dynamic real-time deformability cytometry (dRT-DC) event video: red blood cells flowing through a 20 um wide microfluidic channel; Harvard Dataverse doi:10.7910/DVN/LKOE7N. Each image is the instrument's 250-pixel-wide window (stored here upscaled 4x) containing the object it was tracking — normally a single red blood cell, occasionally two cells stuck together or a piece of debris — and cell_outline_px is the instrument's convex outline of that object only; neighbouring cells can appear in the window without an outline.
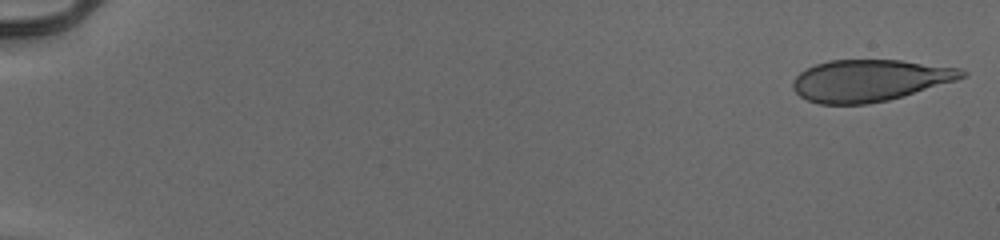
{"species": "human", "species_latin": "Homo sapiens", "temperature_condition": "cold", "stored_images_in_passage": 53, "camera_frame_rate_fps": 3000, "um_per_image_px": 0.085, "donor": {"sex": "male"}, "frame": {"image": 1, "passage_image": 1, "time_ms": 0.0, "image_size_px": [1000, 240], "cell_outline_px": [[968, 76], [956, 80], [888, 100], [868, 104], [820, 104], [808, 100], [800, 96], [792, 88], [792, 80], [800, 72], [816, 64], [828, 60], [900, 60], [960, 68], [968, 72]], "centroid_in_image_um": [73.91, 6.83], "position_along_channel_um": 11.1, "area_um2": 40.98}}
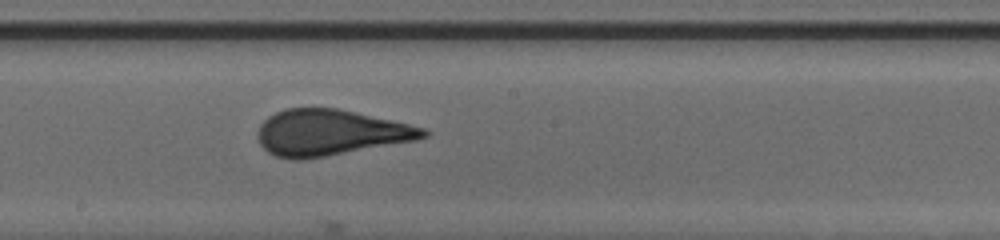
{"frame": {"image": 2, "passage_image": 31, "time_ms": 10.0, "image_size_px": [1000, 240], "cell_outline_px": [[428, 136], [416, 140], [324, 156], [300, 160], [292, 160], [276, 156], [268, 152], [256, 140], [256, 132], [260, 124], [268, 116], [276, 112], [288, 108], [336, 108], [392, 120], [424, 128], [428, 132]], "centroid_in_image_um": [28.0, 11.27], "position_along_channel_um": 220.2, "area_um2": 44.04}}
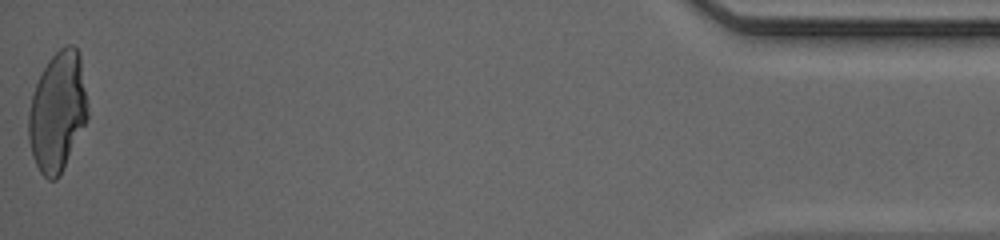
{"frame": {"image": 3, "passage_image": 53, "time_ms": 17.333, "image_size_px": [1000, 240], "cell_outline_px": [[88, 116], [60, 176], [56, 180], [48, 180], [40, 172], [32, 156], [28, 140], [28, 112], [32, 96], [36, 84], [48, 60], [60, 48], [68, 44], [72, 44], [80, 52], [88, 104]], "centroid_in_image_um": [4.89, 9.48], "position_along_channel_um": 430.3, "area_um2": 41.27}, "authors_computed_cell_mechanics": {"area_um2": 43.2922, "velocity_mm_per_s": 3.9784, "shape_relaxation_time_tau1_ms": 6.6478, "shape_relaxation_time_tau2_ms": null, "deformation_change_tau1": 0.2363, "deformation_change_tau2": null}}